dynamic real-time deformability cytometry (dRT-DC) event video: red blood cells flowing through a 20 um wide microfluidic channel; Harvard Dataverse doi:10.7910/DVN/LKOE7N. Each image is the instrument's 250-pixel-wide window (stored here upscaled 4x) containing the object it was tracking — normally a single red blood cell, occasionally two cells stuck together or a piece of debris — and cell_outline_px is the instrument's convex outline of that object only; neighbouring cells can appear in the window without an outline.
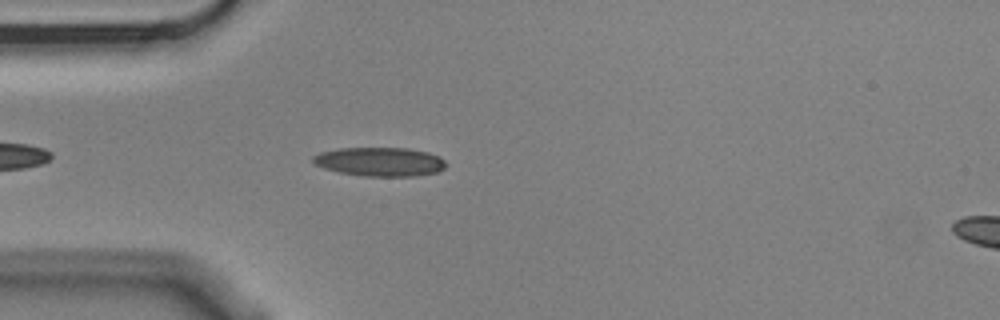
{"species": "Egyptian fruit bat (a non-hibernating species)", "species_latin": "Rousettus aegyptiacus", "temperature_condition": "cold", "stored_images_in_passage": 4, "segment_of_instrument_passage": [1, 2], "camera_frame_rate_fps": 3000, "um_per_image_px": 0.085, "animal": {"sex": "male"}, "frame": {"image": 1, "passage_image": 3, "time_ms": 0.667, "image_size_px": [1000, 320], "cell_outline_px": [[444, 168], [436, 172], [416, 176], [364, 176], [340, 172], [324, 168], [316, 164], [312, 160], [312, 156], [320, 152], [340, 148], [408, 148], [428, 152], [440, 156], [444, 160]], "centroid_in_image_um": [32.29, 13.74], "position_along_channel_um": 52.7, "area_um2": 22.31}}